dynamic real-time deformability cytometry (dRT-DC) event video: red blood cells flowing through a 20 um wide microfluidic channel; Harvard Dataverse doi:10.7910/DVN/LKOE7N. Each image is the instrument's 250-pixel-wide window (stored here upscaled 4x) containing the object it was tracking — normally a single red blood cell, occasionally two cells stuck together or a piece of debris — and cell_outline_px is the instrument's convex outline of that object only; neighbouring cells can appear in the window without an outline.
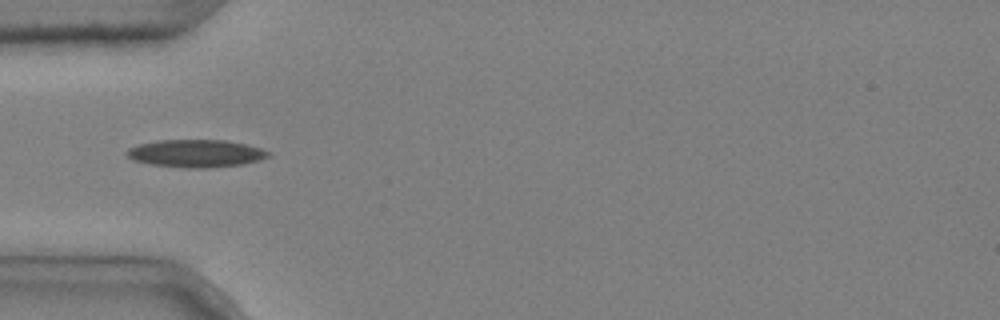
{"species": "common noctule bat (a hibernating species)", "species_latin": "Nyctalus noctula", "temperature_condition": "cold", "stored_images_in_passage": 6, "camera_frame_rate_fps": 3000, "um_per_image_px": 0.085, "animal": {"sex": "male", "body_mass_g": 20.4}, "frame": {"image": 1, "passage_image": 4, "time_ms": 1.0, "image_size_px": [1000, 320], "cell_outline_px": [[272, 156], [260, 160], [244, 164], [212, 168], [184, 168], [148, 164], [132, 160], [124, 152], [128, 148], [140, 144], [156, 140], [224, 140], [244, 144], [260, 148], [268, 152]], "centroid_in_image_um": [16.63, 13.05], "position_along_channel_um": 68.4, "area_um2": 23.0}}